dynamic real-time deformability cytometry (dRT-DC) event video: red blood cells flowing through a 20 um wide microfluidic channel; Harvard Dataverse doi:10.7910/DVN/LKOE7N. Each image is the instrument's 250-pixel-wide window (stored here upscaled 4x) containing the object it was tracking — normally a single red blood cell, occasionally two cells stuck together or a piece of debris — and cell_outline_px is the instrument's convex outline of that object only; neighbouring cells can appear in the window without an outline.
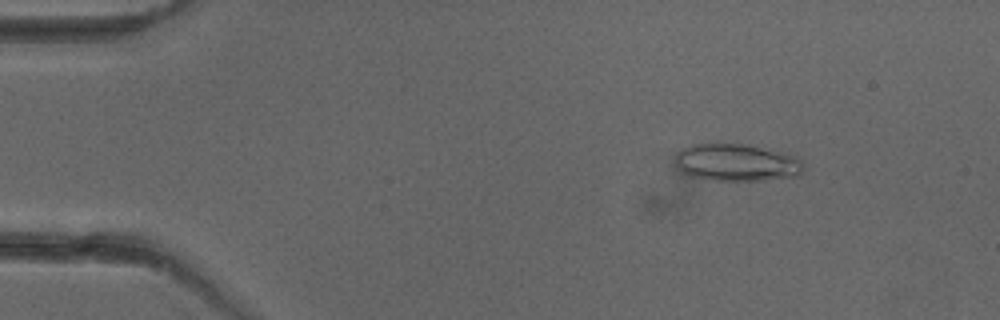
{"species": "common noctule bat (a hibernating species)", "species_latin": "Nyctalus noctula", "temperature_condition": "cold", "stored_images_in_passage": 51, "camera_frame_rate_fps": 3000, "um_per_image_px": 0.085, "animal": {"sex": "female"}, "frame": {"image": 1, "passage_image": 7, "time_ms": 2.0, "image_size_px": [1000, 320], "cell_outline_px": [[804, 172], [800, 176], [764, 180], [712, 180], [692, 176], [680, 172], [676, 164], [676, 152], [680, 148], [692, 144], [744, 144], [780, 152], [796, 156], [804, 164]], "centroid_in_image_um": [62.61, 13.82], "position_along_channel_um": 22.4, "area_um2": 27.98}}
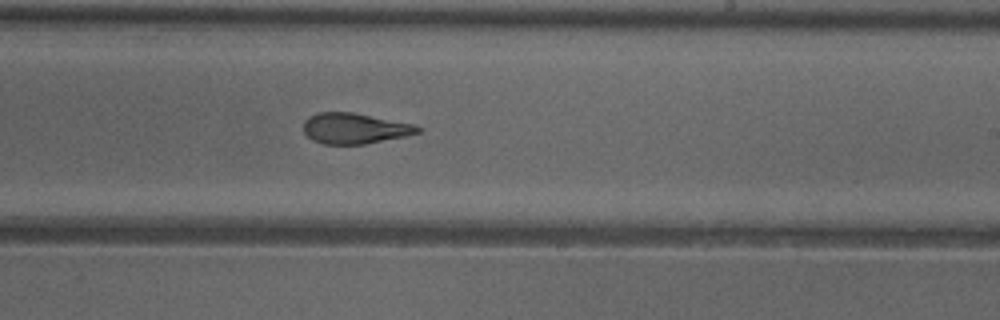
{"frame": {"image": 2, "passage_image": 31, "time_ms": 10.0, "image_size_px": [1000, 320], "cell_outline_px": [[420, 132], [404, 136], [364, 144], [324, 144], [312, 140], [304, 132], [304, 120], [308, 116], [316, 112], [352, 112], [416, 124], [420, 128]], "centroid_in_image_um": [30.12, 10.9], "position_along_channel_um": 258.9, "area_um2": 20.4}}
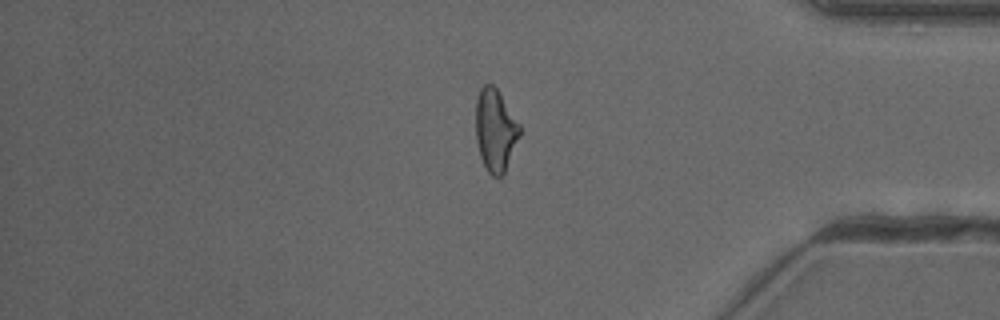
{"frame": {"image": 3, "passage_image": 43, "time_ms": 14.0, "image_size_px": [1000, 320], "cell_outline_px": [[520, 136], [504, 176], [492, 176], [484, 168], [480, 156], [476, 140], [476, 100], [480, 88], [484, 84], [492, 84], [496, 88], [520, 124]], "centroid_in_image_um": [42.1, 11.11], "position_along_channel_um": 393.1, "area_um2": 21.27}, "authors_computed_cell_mechanics": {"area_um2": 21.7906, "velocity_mm_per_s": 3.9881, "shape_relaxation_time_tau1_ms": 6.0361, "shape_relaxation_time_tau2_ms": 2.1513, "deformation_change_tau1": 0.1854, "deformation_change_tau2": 0.0939}}